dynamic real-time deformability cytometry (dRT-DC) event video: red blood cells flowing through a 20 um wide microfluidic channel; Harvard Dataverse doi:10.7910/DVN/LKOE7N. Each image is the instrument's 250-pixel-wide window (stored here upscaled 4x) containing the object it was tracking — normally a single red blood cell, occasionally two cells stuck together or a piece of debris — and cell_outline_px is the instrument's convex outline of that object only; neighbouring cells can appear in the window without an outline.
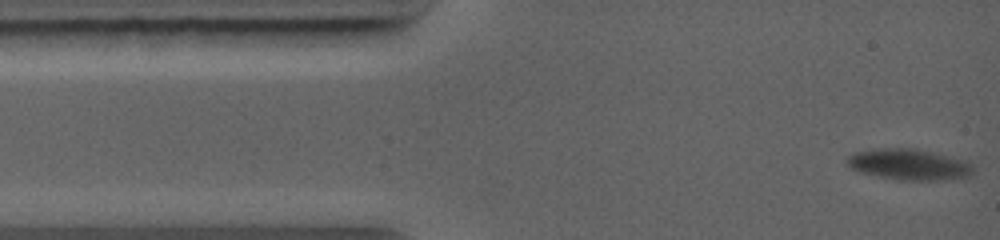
{"species": "common noctule bat (a hibernating species)", "species_latin": "Nyctalus noctula", "temperature_condition": "warm", "stored_images_in_passage": 71, "camera_frame_rate_fps": 5000, "um_per_image_px": 0.085, "animal": {"sex": "female", "body_mass_g": 19.0, "forearm_length_mm": 56.7}, "frame": {"image": 1, "passage_image": 1, "time_ms": 0.0, "image_size_px": [1000, 240], "cell_outline_px": [[972, 172], [968, 176], [956, 180], [896, 180], [860, 172], [848, 168], [848, 156], [852, 152], [876, 148], [916, 148], [968, 160], [972, 164]], "centroid_in_image_um": [77.28, 13.98], "position_along_channel_um": 7.7, "area_um2": 23.24}}
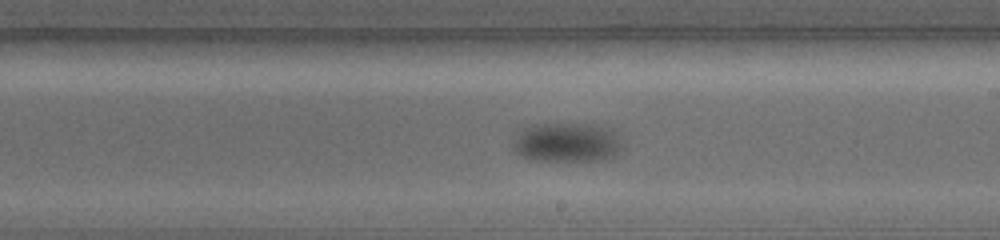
{"frame": {"image": 2, "passage_image": 29, "time_ms": 7.0, "image_size_px": [1000, 240], "cell_outline_px": [[620, 144], [616, 156], [604, 160], [536, 160], [520, 156], [512, 148], [512, 140], [520, 128], [532, 124], [596, 124], [612, 128], [620, 136]], "centroid_in_image_um": [48.16, 12.08], "position_along_channel_um": 240.8, "area_um2": 25.49}}
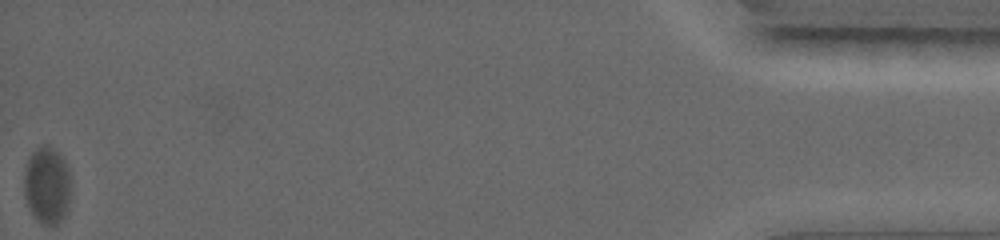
{"frame": {"image": 3, "passage_image": 71, "time_ms": 14.8, "image_size_px": [1000, 240], "cell_outline_px": [[72, 180], [68, 208], [64, 216], [56, 224], [44, 224], [36, 220], [28, 204], [24, 192], [24, 168], [28, 156], [36, 148], [44, 144], [48, 144], [64, 160], [68, 168]], "centroid_in_image_um": [4.01, 15.72], "position_along_channel_um": 431.2, "area_um2": 21.27}}